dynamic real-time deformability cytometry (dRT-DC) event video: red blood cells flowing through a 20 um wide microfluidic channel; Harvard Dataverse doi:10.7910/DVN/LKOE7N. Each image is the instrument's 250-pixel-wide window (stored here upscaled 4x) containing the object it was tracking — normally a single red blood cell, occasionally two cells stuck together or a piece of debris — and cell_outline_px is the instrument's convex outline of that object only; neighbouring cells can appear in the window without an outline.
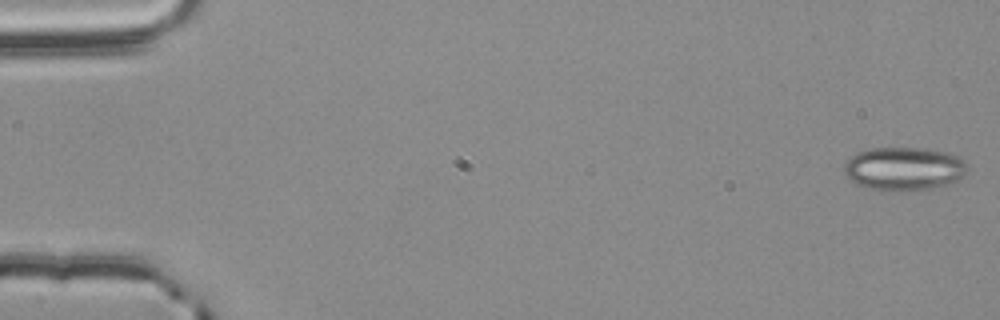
{"species": "common noctule bat (a hibernating species)", "species_latin": "Nyctalus noctula", "temperature_condition": "room temperature", "stored_images_in_passage": 54, "camera_frame_rate_fps": 3000, "um_per_image_px": 0.085, "animal": {"sex": "male", "body_mass_g": 20.4}, "frame": {"image": 1, "passage_image": 1, "time_ms": 0.0, "image_size_px": [1000, 320], "cell_outline_px": [[968, 172], [964, 176], [956, 180], [944, 184], [928, 188], [896, 192], [864, 188], [848, 180], [844, 172], [844, 160], [856, 152], [872, 148], [928, 148], [948, 152], [964, 160], [968, 164]], "centroid_in_image_um": [76.79, 14.33], "position_along_channel_um": 8.2, "area_um2": 31.67}}
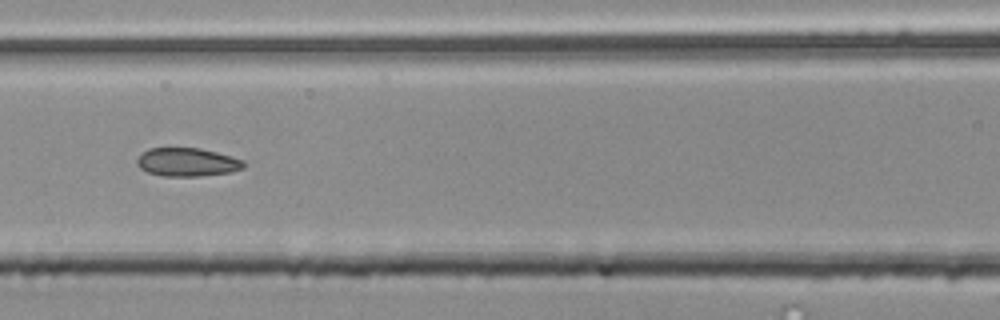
{"frame": {"image": 2, "passage_image": 25, "time_ms": 8.0, "image_size_px": [1000, 320], "cell_outline_px": [[244, 168], [232, 172], [200, 176], [160, 176], [148, 172], [140, 168], [136, 164], [136, 160], [148, 148], [200, 148], [232, 156], [244, 160]], "centroid_in_image_um": [15.92, 13.79], "position_along_channel_um": 150.7, "area_um2": 17.74}}
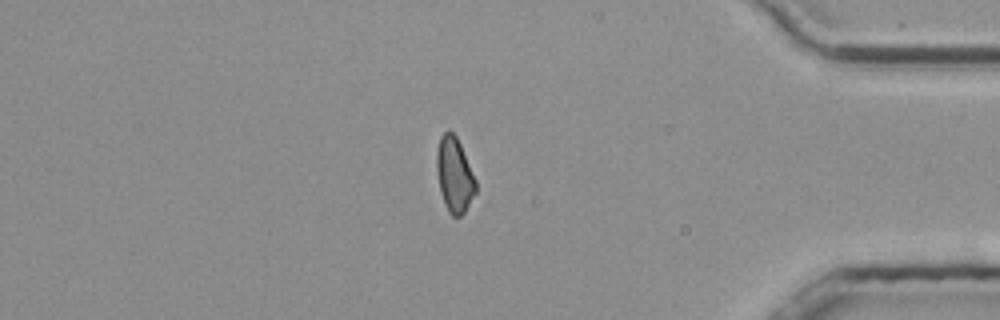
{"frame": {"image": 3, "passage_image": 47, "time_ms": 15.333, "image_size_px": [1000, 320], "cell_outline_px": [[476, 192], [464, 212], [460, 216], [452, 216], [448, 212], [440, 192], [436, 172], [436, 152], [440, 136], [448, 128], [456, 136], [460, 144], [476, 180]], "centroid_in_image_um": [38.6, 14.84], "position_along_channel_um": 396.6, "area_um2": 17.11}, "authors_computed_cell_mechanics": {"area_um2": 17.7735, "velocity_mm_per_s": 3.8012, "shape_relaxation_time_tau1_ms": 10.9716, "shape_relaxation_time_tau2_ms": 3.0686, "deformation_change_tau1": 0.1739, "deformation_change_tau2": 0.0923}}